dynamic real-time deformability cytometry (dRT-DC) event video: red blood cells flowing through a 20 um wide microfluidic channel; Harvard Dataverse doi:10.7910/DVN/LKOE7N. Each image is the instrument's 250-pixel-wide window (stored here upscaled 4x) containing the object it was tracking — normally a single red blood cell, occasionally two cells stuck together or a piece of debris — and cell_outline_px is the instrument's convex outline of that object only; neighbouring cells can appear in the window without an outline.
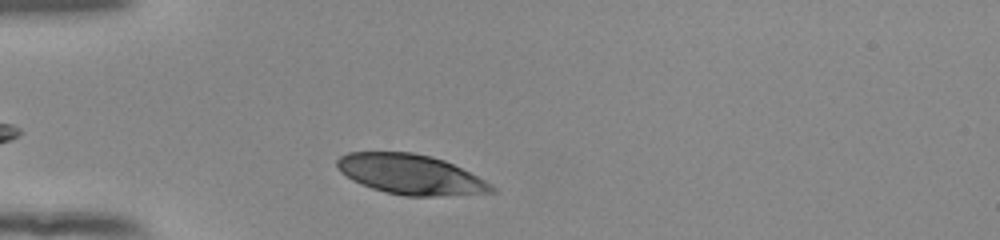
{"species": "human", "species_latin": "Homo sapiens", "temperature_condition": "room temperature", "stored_images_in_passage": 34, "camera_frame_rate_fps": 3000, "um_per_image_px": 0.085, "donor": {"sex": "female"}, "frame": {"image": 1, "passage_image": 1, "time_ms": 0.0, "image_size_px": [1000, 240], "cell_outline_px": [[496, 192], [436, 196], [404, 196], [384, 192], [372, 188], [352, 180], [340, 172], [336, 168], [336, 160], [340, 156], [348, 152], [412, 152], [432, 156], [444, 160], [484, 180], [496, 188]], "centroid_in_image_um": [34.85, 14.82], "position_along_channel_um": 50.2, "area_um2": 35.89}}
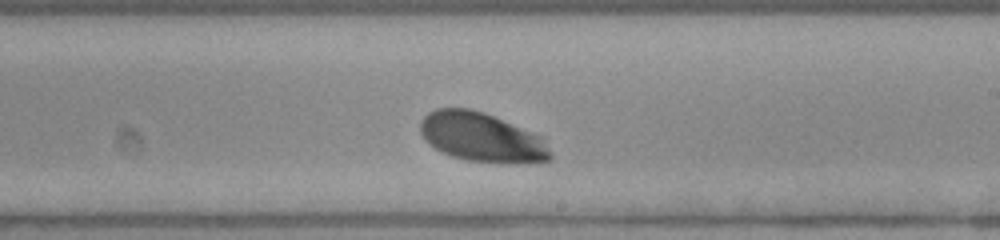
{"frame": {"image": 2, "passage_image": 18, "time_ms": 5.667, "image_size_px": [1000, 240], "cell_outline_px": [[552, 160], [536, 164], [496, 164], [468, 160], [452, 156], [428, 144], [424, 140], [420, 132], [420, 120], [428, 112], [436, 108], [468, 108], [484, 112], [544, 136], [552, 152]], "centroid_in_image_um": [41.03, 11.7], "position_along_channel_um": 248.0, "area_um2": 38.38}}
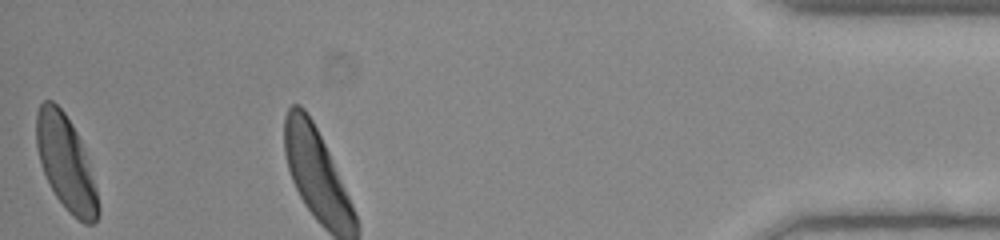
{"frame": {"image": 3, "passage_image": 34, "time_ms": 11.0, "image_size_px": [1000, 240], "cell_outline_px": [[100, 212], [96, 220], [92, 224], [84, 224], [72, 216], [68, 212], [56, 196], [44, 172], [36, 148], [36, 112], [40, 104], [44, 100], [52, 100], [64, 112], [72, 124], [80, 140], [96, 188], [100, 208]], "centroid_in_image_um": [5.59, 13.86], "position_along_channel_um": 429.6, "area_um2": 33.58}, "authors_computed_cell_mechanics": {"area_um2": 37.5122, "velocity_mm_per_s": 3.8408, "shape_relaxation_time_tau1_ms": 2.5744, "shape_relaxation_time_tau2_ms": null, "deformation_change_tau1": 0.1736, "deformation_change_tau2": null}}